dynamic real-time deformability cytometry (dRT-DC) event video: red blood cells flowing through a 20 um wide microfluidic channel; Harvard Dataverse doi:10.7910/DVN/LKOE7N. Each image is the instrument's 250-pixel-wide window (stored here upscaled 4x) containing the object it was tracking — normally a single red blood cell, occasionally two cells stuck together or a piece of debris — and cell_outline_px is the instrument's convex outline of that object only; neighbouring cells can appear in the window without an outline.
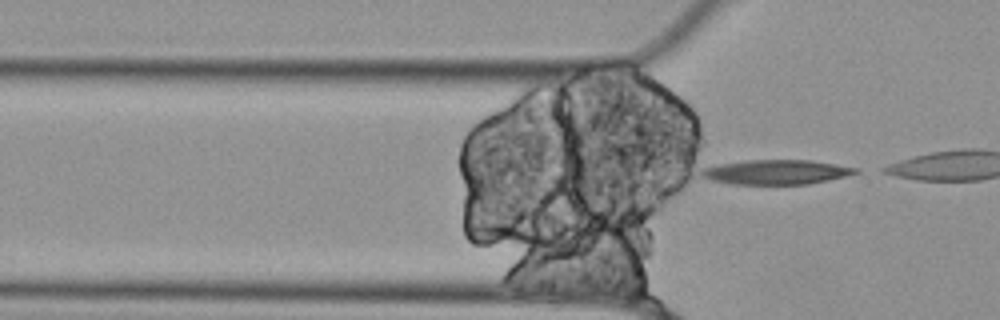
{"species": "Egyptian fruit bat (a non-hibernating species)", "species_latin": "Rousettus aegyptiacus", "temperature_condition": "cold", "stored_images_in_passage": 8, "camera_frame_rate_fps": 3000, "um_per_image_px": 0.085, "animal": {"sex": "female"}, "frame": {"image": 1, "passage_image": 8, "time_ms": 2.333, "image_size_px": [1000, 320], "cell_outline_px": [[860, 172], [828, 180], [808, 184], [732, 184], [712, 180], [700, 176], [700, 168], [716, 164], [744, 160], [812, 160], [860, 168]], "centroid_in_image_um": [65.94, 14.61], "position_along_channel_um": 59.9, "area_um2": 22.31}}